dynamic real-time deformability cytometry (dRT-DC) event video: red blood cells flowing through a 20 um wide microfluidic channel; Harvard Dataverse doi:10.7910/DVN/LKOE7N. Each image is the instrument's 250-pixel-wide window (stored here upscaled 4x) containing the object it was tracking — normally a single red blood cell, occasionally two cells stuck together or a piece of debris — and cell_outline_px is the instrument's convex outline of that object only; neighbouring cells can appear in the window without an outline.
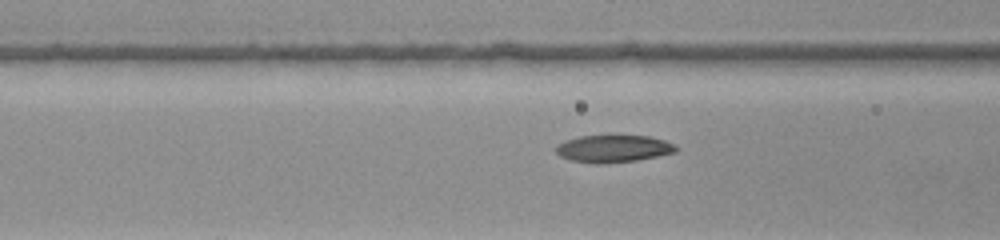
{"species": "common noctule bat (a hibernating species)", "species_latin": "Nyctalus noctula", "temperature_condition": "warm", "stored_images_in_passage": 15, "camera_frame_rate_fps": 3000, "um_per_image_px": 0.085, "animal": {"sex": "female", "body_mass_g": 22.0, "forearm_length_mm": 56.7}, "frame": {"image": 1, "passage_image": 13, "time_ms": 4.0, "image_size_px": [1000, 240], "cell_outline_px": [[676, 152], [636, 160], [596, 164], [572, 160], [560, 156], [556, 152], [556, 144], [580, 136], [648, 136], [664, 140], [676, 144]], "centroid_in_image_um": [52.13, 12.63], "position_along_channel_um": 114.5, "area_um2": 18.79}}